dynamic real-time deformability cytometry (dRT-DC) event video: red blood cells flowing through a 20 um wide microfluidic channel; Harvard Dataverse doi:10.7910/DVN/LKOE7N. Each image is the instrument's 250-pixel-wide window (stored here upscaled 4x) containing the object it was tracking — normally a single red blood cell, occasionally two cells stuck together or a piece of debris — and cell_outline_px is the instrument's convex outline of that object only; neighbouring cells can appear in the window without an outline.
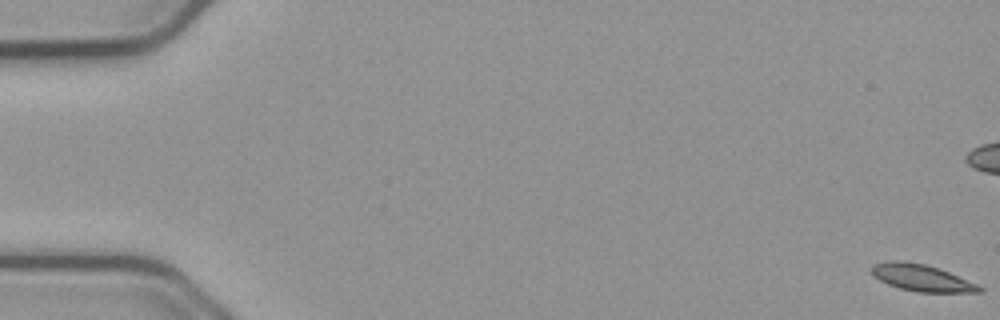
{"species": "common noctule bat (a hibernating species)", "species_latin": "Nyctalus noctula", "temperature_condition": "cold", "stored_images_in_passage": 57, "camera_frame_rate_fps": 3000, "um_per_image_px": 0.085, "animal": {"sex": "male", "body_mass_g": 23.1, "forearm_length_mm": 52.7}, "frame": {"image": 1, "passage_image": 1, "time_ms": 0.0, "image_size_px": [1000, 320], "cell_outline_px": [[984, 292], [916, 292], [900, 288], [888, 284], [872, 276], [872, 264], [892, 260], [900, 260], [924, 264], [948, 272], [976, 284], [984, 288]], "centroid_in_image_um": [78.31, 23.62], "position_along_channel_um": 6.7, "area_um2": 16.59}}
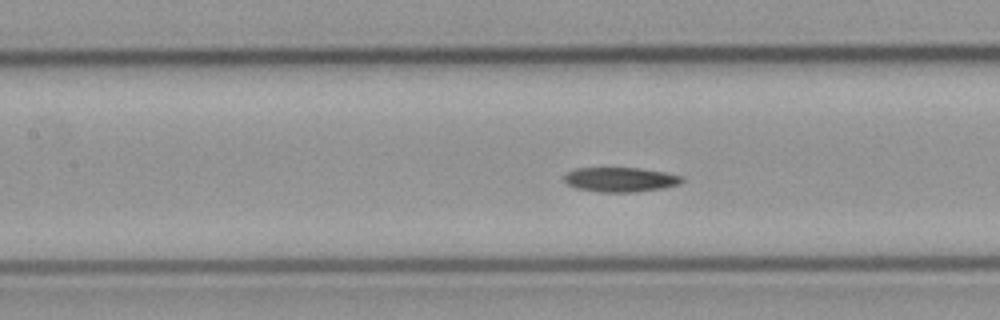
{"frame": {"image": 2, "passage_image": 26, "time_ms": 8.333, "image_size_px": [1000, 320], "cell_outline_px": [[684, 180], [680, 184], [664, 188], [636, 192], [600, 192], [576, 188], [568, 184], [564, 180], [564, 176], [568, 172], [576, 168], [640, 168], [664, 172], [684, 176]], "centroid_in_image_um": [52.77, 15.26], "position_along_channel_um": 154.6, "area_um2": 16.94}}
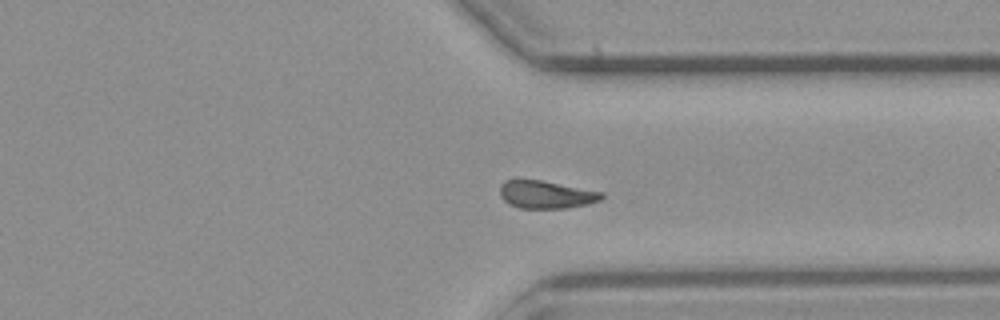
{"frame": {"image": 3, "passage_image": 43, "time_ms": 14.0, "image_size_px": [1000, 320], "cell_outline_px": [[604, 196], [600, 200], [588, 204], [568, 208], [520, 208], [504, 200], [500, 196], [500, 184], [504, 180], [540, 180], [604, 192]], "centroid_in_image_um": [46.44, 16.54], "position_along_channel_um": 365.0, "area_um2": 16.36}}